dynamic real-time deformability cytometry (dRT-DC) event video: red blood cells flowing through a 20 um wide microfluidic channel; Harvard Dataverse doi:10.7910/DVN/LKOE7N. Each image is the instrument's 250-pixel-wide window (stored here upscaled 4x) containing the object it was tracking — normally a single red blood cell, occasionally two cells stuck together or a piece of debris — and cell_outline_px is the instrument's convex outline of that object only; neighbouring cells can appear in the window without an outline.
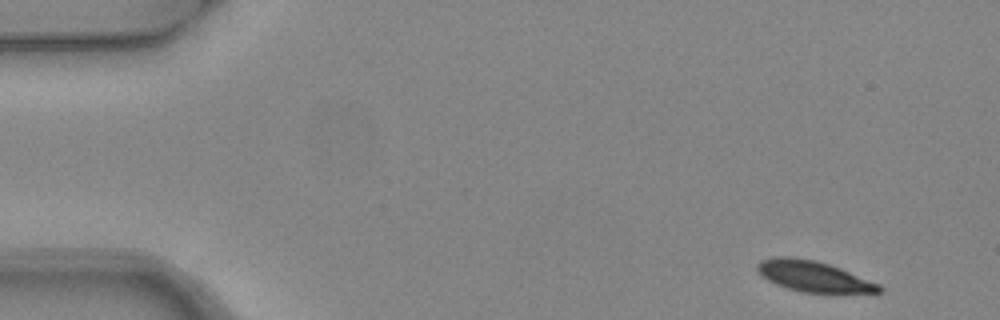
{"species": "common noctule bat (a hibernating species)", "species_latin": "Nyctalus noctula", "temperature_condition": "warm", "stored_images_in_passage": 4, "camera_frame_rate_fps": 3000, "um_per_image_px": 0.085, "animal": {"sex": "female", "body_mass_g": 24.6, "forearm_length_mm": 56.2}, "frame": {"image": 1, "passage_image": 1, "time_ms": 0.0, "image_size_px": [1000, 320], "cell_outline_px": [[884, 292], [872, 296], [836, 296], [800, 292], [776, 284], [768, 280], [756, 268], [756, 264], [760, 260], [772, 256], [788, 256], [816, 260], [840, 268], [880, 284], [884, 288]], "centroid_in_image_um": [69.35, 23.58], "position_along_channel_um": 15.7, "area_um2": 23.41}}
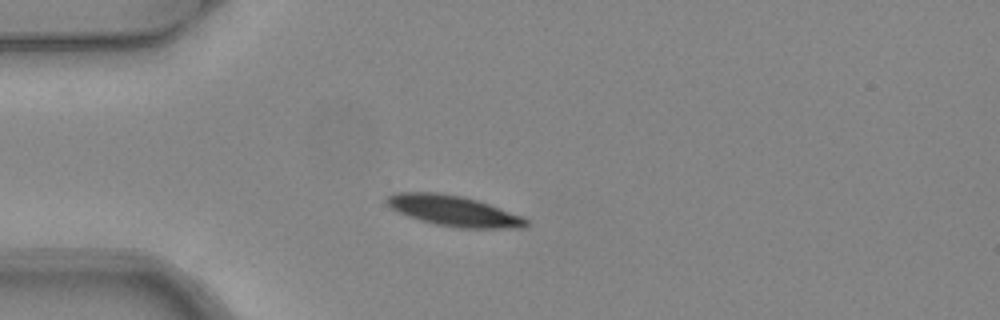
{"frame": {"image": 2, "passage_image": 4, "time_ms": 1.0, "image_size_px": [1000, 320], "cell_outline_px": [[528, 224], [524, 228], [460, 228], [436, 224], [420, 220], [408, 216], [392, 208], [384, 200], [392, 192], [440, 192], [460, 196], [476, 200], [524, 216], [528, 220]], "centroid_in_image_um": [38.57, 17.92], "position_along_channel_um": 46.4, "area_um2": 24.74}}